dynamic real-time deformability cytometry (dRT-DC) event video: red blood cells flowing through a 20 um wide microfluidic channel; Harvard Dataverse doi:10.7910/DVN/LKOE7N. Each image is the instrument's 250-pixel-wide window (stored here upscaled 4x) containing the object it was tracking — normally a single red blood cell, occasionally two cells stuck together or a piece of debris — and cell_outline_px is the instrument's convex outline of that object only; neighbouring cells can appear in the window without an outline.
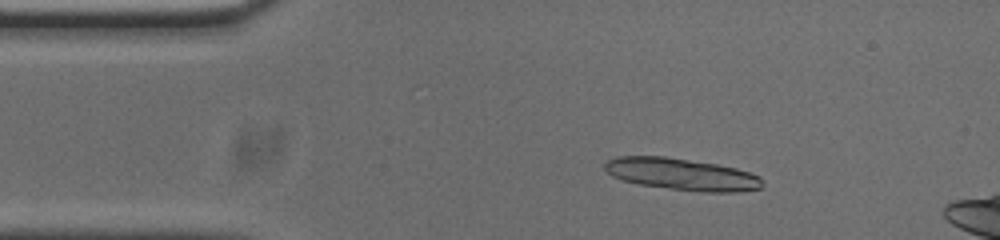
{"species": "common noctule bat (a hibernating species)", "species_latin": "Nyctalus noctula", "temperature_condition": "cold", "stored_images_in_passage": 49, "camera_frame_rate_fps": 3000, "um_per_image_px": 0.085, "animal": {"sex": "male", "body_mass_g": 20.0, "forearm_length_mm": 53.3}, "frame": {"image": 1, "passage_image": 8, "time_ms": 2.333, "image_size_px": [1000, 240], "cell_outline_px": [[764, 184], [760, 188], [736, 192], [704, 192], [668, 188], [636, 184], [612, 176], [604, 168], [604, 164], [608, 160], [616, 156], [664, 156], [716, 164], [736, 168], [760, 176], [764, 180]], "centroid_in_image_um": [57.95, 14.81], "position_along_channel_um": 27.0, "area_um2": 29.3}}
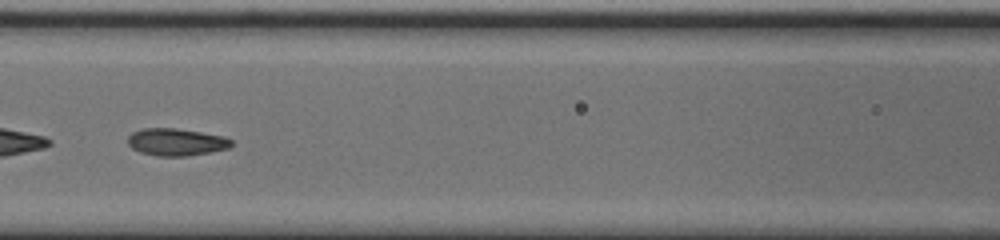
{"frame": {"image": 2, "passage_image": 22, "time_ms": 7.0, "image_size_px": [1000, 240], "cell_outline_px": [[232, 144], [228, 148], [188, 156], [156, 156], [140, 152], [132, 148], [128, 144], [128, 136], [132, 132], [144, 128], [176, 128], [224, 136], [232, 140]], "centroid_in_image_um": [14.95, 12.07], "position_along_channel_um": 151.6, "area_um2": 16.42}}
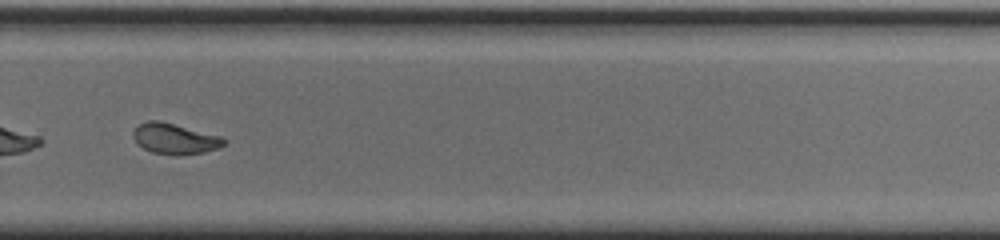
{"frame": {"image": 3, "passage_image": 35, "time_ms": 11.333, "image_size_px": [1000, 240], "cell_outline_px": [[228, 144], [220, 148], [204, 152], [176, 156], [152, 152], [144, 148], [132, 136], [132, 132], [140, 124], [148, 120], [160, 120], [220, 136], [228, 140]], "centroid_in_image_um": [14.91, 11.8], "position_along_channel_um": 314.9, "area_um2": 16.3}, "authors_computed_cell_mechanics": {"area_um2": 16.9354, "velocity_mm_per_s": 3.7807, "shape_relaxation_time_tau1_ms": 5.3835, "shape_relaxation_time_tau2_ms": 1.8767, "deformation_change_tau1": 0.1687, "deformation_change_tau2": 0.0653}}